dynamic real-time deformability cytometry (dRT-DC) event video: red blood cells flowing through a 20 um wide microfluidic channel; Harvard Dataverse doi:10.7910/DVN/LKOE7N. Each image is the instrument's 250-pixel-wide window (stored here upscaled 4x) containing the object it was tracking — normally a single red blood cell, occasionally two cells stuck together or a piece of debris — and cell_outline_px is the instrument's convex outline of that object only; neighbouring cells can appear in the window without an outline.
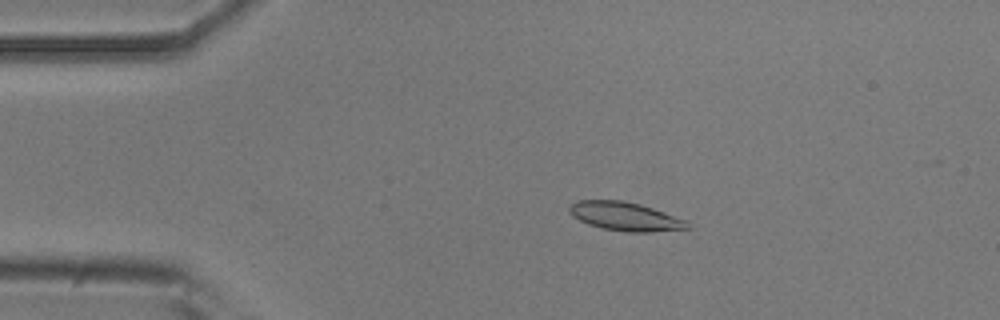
{"species": "common noctule bat (a hibernating species)", "species_latin": "Nyctalus noctula", "temperature_condition": "room temperature", "stored_images_in_passage": 52, "camera_frame_rate_fps": 3000, "um_per_image_px": 0.085, "animal": {"sex": "male", "body_mass_g": 20.5, "forearm_length_mm": 52.5}, "frame": {"image": 1, "passage_image": 10, "time_ms": 3.0, "image_size_px": [1000, 320], "cell_outline_px": [[692, 228], [652, 232], [628, 232], [604, 228], [588, 224], [572, 216], [568, 212], [568, 208], [572, 204], [580, 200], [620, 200], [640, 204], [688, 220], [692, 224]], "centroid_in_image_um": [53.2, 18.4], "position_along_channel_um": 31.8, "area_um2": 19.77}}
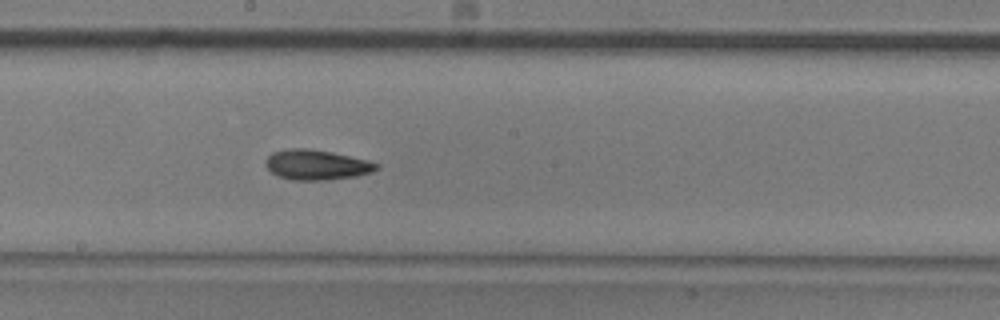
{"frame": {"image": 2, "passage_image": 28, "time_ms": 9.0, "image_size_px": [1000, 320], "cell_outline_px": [[380, 168], [372, 172], [356, 176], [328, 180], [292, 180], [276, 176], [264, 164], [264, 160], [272, 152], [288, 148], [308, 148], [332, 152], [368, 160], [380, 164]], "centroid_in_image_um": [26.9, 14.01], "position_along_channel_um": 221.3, "area_um2": 19.71}}
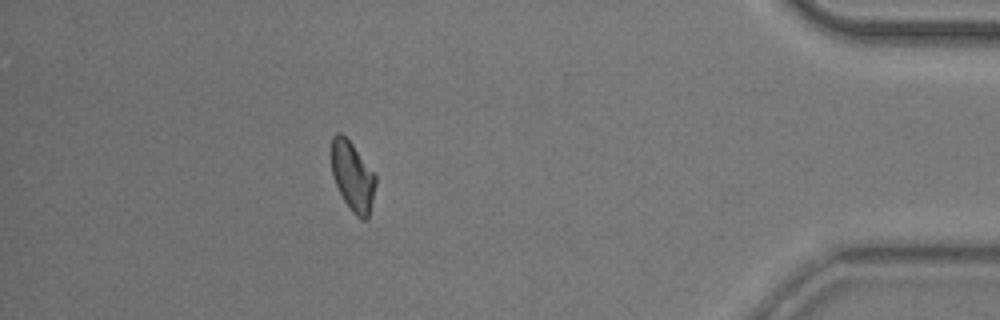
{"frame": {"image": 3, "passage_image": 46, "time_ms": 15.0, "image_size_px": [1000, 320], "cell_outline_px": [[376, 184], [368, 220], [360, 220], [352, 212], [344, 200], [332, 176], [332, 136], [336, 132], [340, 132], [352, 144], [376, 176]], "centroid_in_image_um": [29.98, 15.02], "position_along_channel_um": 405.2, "area_um2": 17.69}, "authors_computed_cell_mechanics": {"area_um2": 18.8139, "velocity_mm_per_s": 3.8829, "shape_relaxation_time_tau1_ms": 3.3841, "shape_relaxation_time_tau2_ms": 5.5368, "deformation_change_tau1": 0.1223, "deformation_change_tau2": 0.0867}}